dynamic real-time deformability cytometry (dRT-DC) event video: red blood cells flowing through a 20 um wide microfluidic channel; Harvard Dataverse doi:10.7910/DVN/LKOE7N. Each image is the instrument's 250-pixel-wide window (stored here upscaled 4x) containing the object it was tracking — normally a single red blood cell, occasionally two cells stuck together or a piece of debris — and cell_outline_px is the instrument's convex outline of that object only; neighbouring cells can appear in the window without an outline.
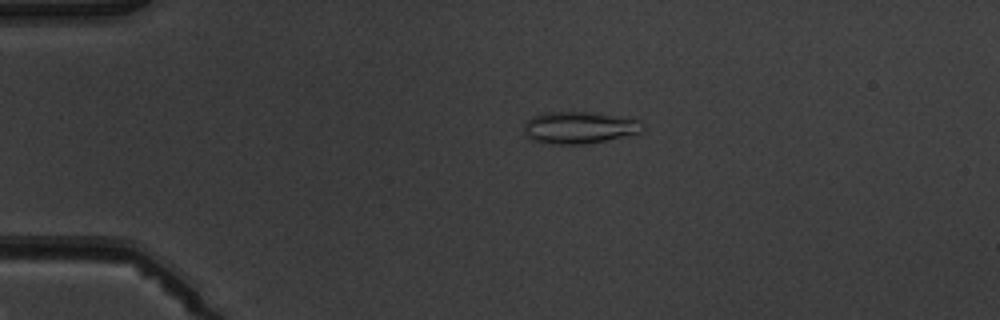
{"species": "common noctule bat (a hibernating species)", "species_latin": "Nyctalus noctula", "temperature_condition": "warm", "stored_images_in_passage": 3, "camera_frame_rate_fps": 3000, "um_per_image_px": 0.085, "animal": {"sex": "male", "body_mass_g": 19.5, "forearm_length_mm": 54.6}, "frame": {"image": 1, "passage_image": 2, "time_ms": 1.333, "image_size_px": [1000, 320], "cell_outline_px": [[644, 128], [640, 132], [624, 136], [584, 144], [544, 144], [532, 140], [524, 132], [524, 124], [532, 116], [540, 112], [588, 112], [640, 120]], "centroid_in_image_um": [49.17, 10.84], "position_along_channel_um": 35.8, "area_um2": 21.96}}